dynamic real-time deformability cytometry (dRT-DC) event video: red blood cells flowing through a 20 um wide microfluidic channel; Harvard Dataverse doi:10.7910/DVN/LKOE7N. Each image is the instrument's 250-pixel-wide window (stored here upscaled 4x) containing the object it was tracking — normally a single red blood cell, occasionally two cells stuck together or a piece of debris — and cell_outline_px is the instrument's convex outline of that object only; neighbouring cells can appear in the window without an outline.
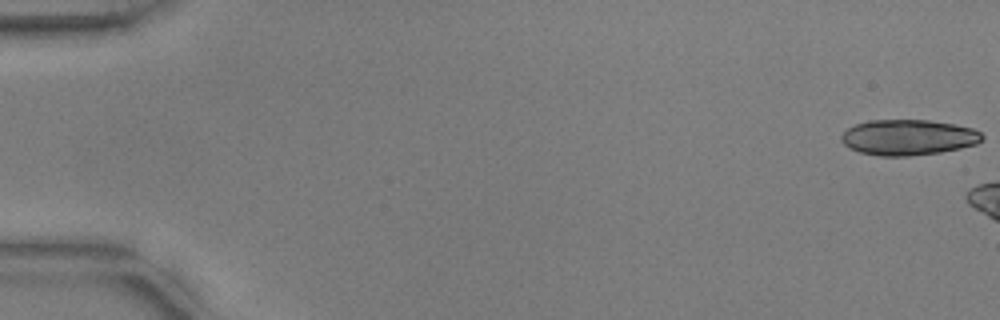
{"species": "common noctule bat (a hibernating species)", "species_latin": "Nyctalus noctula", "temperature_condition": "warm", "stored_images_in_passage": 6, "camera_frame_rate_fps": 3000, "um_per_image_px": 0.085, "animal": {"sex": "male", "body_mass_g": 17.9, "forearm_length_mm": 54.2}, "frame": {"image": 1, "passage_image": 1, "time_ms": 0.0, "image_size_px": [1000, 320], "cell_outline_px": [[984, 140], [976, 144], [960, 148], [940, 152], [908, 156], [880, 156], [860, 152], [844, 144], [840, 140], [840, 136], [848, 128], [856, 124], [868, 120], [928, 120], [952, 124], [972, 128], [980, 132], [984, 136]], "centroid_in_image_um": [77.21, 11.67], "position_along_channel_um": 7.8, "area_um2": 29.13}}